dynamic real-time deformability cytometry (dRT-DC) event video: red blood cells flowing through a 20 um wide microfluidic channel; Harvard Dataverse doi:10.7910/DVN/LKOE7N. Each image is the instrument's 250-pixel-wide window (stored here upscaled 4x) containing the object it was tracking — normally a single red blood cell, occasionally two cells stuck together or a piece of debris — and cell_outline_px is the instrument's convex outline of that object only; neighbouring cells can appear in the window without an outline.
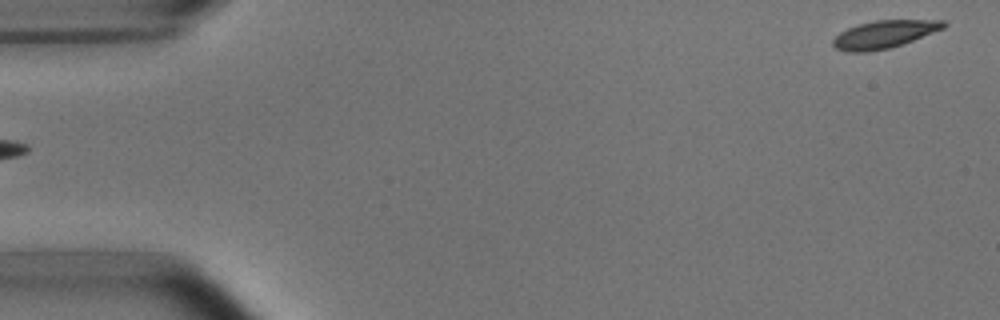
{"species": "common noctule bat (a hibernating species)", "species_latin": "Nyctalus noctula", "temperature_condition": "room temperature", "stored_images_in_passage": 2, "segment_of_instrument_passage": [2, 2], "camera_frame_rate_fps": 3000, "um_per_image_px": 0.085, "animal": {"sex": "male", "body_mass_g": 15.6}, "frame": {"image": 1, "passage_image": 2, "time_ms": 1.333, "image_size_px": [1000, 320], "cell_outline_px": [[948, 24], [944, 28], [912, 40], [888, 48], [868, 52], [848, 52], [836, 48], [832, 44], [832, 40], [840, 32], [856, 24], [876, 20], [944, 20]], "centroid_in_image_um": [75.13, 2.91], "position_along_channel_um": 9.9, "area_um2": 17.69}}